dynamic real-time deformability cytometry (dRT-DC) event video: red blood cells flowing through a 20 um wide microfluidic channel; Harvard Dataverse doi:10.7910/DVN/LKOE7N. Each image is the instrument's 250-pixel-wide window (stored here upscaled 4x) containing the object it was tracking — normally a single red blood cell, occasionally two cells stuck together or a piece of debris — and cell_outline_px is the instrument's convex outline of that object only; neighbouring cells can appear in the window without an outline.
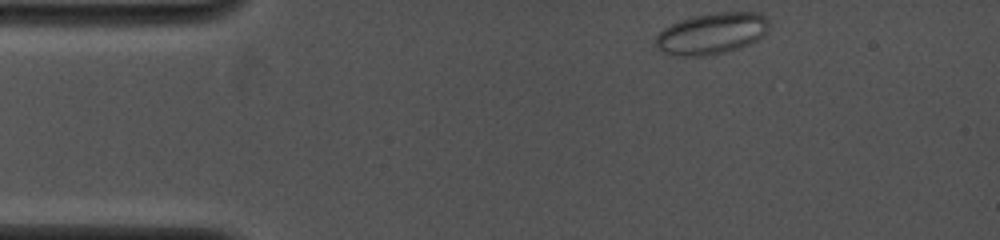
{"species": "common noctule bat (a hibernating species)", "species_latin": "Nyctalus noctula", "temperature_condition": "cold", "stored_images_in_passage": 10, "camera_frame_rate_fps": 4000, "um_per_image_px": 0.085, "animal": {"sex": "female", "body_mass_g": 19.0, "forearm_length_mm": 53.3}, "frame": {"image": 1, "passage_image": 1, "time_ms": 0.0, "image_size_px": [1000, 240], "cell_outline_px": [[768, 28], [756, 40], [740, 48], [724, 52], [704, 56], [672, 56], [664, 52], [652, 44], [656, 36], [664, 28], [680, 20], [692, 16], [716, 12], [760, 12], [768, 16]], "centroid_in_image_um": [60.46, 2.84], "position_along_channel_um": 24.5, "area_um2": 27.46}}
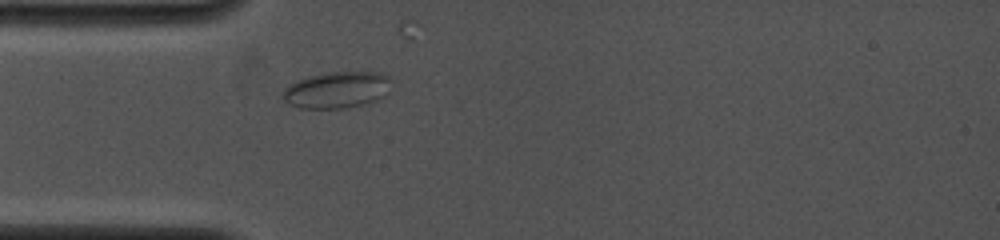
{"frame": {"image": 2, "passage_image": 8, "time_ms": 2.25, "image_size_px": [1000, 240], "cell_outline_px": [[392, 80], [384, 96], [376, 100], [364, 104], [344, 108], [300, 108], [284, 100], [284, 88], [288, 84], [296, 80], [308, 76], [328, 72], [380, 72], [388, 76]], "centroid_in_image_um": [28.64, 7.62], "position_along_channel_um": 56.4, "area_um2": 23.0}}